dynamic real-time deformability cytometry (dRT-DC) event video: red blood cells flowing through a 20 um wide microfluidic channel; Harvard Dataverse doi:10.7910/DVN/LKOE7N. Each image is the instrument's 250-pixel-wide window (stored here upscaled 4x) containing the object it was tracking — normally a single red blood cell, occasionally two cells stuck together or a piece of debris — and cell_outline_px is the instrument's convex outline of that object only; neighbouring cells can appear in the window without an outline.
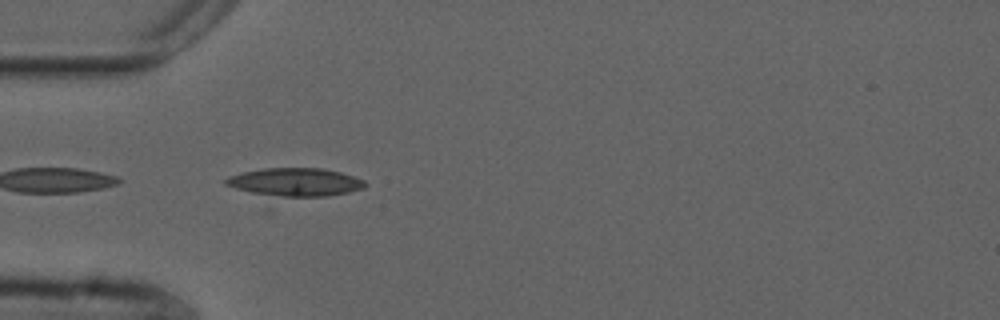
{"species": "common noctule bat (a hibernating species)", "species_latin": "Nyctalus noctula", "temperature_condition": "cold", "stored_images_in_passage": 16, "camera_frame_rate_fps": 3000, "um_per_image_px": 0.085, "animal": {"sex": "male", "forearm_length_mm": 52.5}, "frame": {"image": 1, "passage_image": 7, "time_ms": 2.0, "image_size_px": [1000, 320], "cell_outline_px": [[368, 184], [364, 188], [348, 192], [268, 208], [224, 184], [224, 180], [228, 176], [244, 172], [264, 168], [324, 168], [340, 172], [364, 180]], "centroid_in_image_um": [24.81, 15.7], "position_along_channel_um": 60.2, "area_um2": 27.17}}
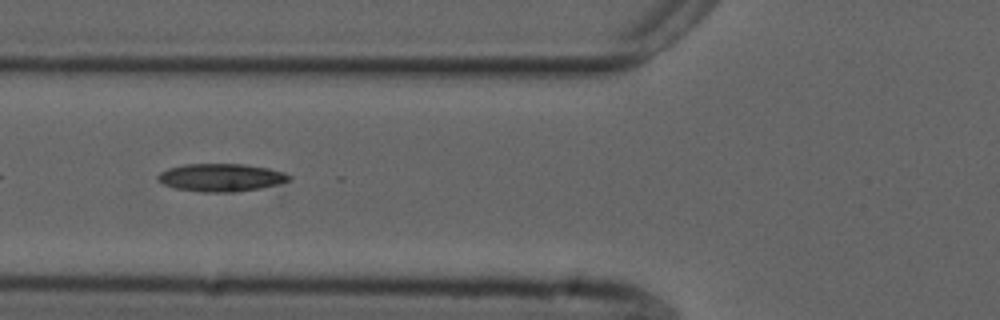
{"frame": {"image": 2, "passage_image": 11, "time_ms": 3.333, "image_size_px": [1000, 320], "cell_outline_px": [[292, 176], [288, 180], [280, 184], [260, 188], [232, 192], [204, 192], [176, 188], [164, 184], [156, 176], [160, 172], [168, 168], [184, 164], [244, 164], [268, 168], [284, 172]], "centroid_in_image_um": [18.8, 15.08], "position_along_channel_um": 107.0, "area_um2": 21.15}}
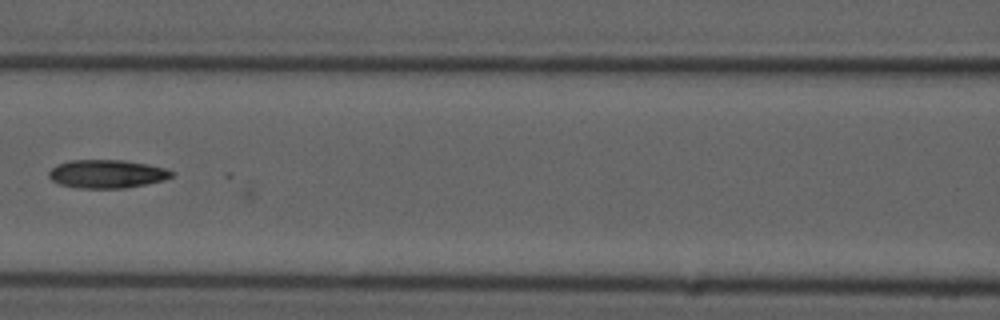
{"frame": {"image": 3, "passage_image": 15, "time_ms": 4.667, "image_size_px": [1000, 320], "cell_outline_px": [[176, 172], [172, 176], [164, 180], [128, 188], [80, 188], [60, 184], [52, 180], [48, 176], [48, 172], [56, 164], [68, 160], [124, 160], [148, 164], [164, 168]], "centroid_in_image_um": [9.09, 14.78], "position_along_channel_um": 157.5, "area_um2": 20.4}}